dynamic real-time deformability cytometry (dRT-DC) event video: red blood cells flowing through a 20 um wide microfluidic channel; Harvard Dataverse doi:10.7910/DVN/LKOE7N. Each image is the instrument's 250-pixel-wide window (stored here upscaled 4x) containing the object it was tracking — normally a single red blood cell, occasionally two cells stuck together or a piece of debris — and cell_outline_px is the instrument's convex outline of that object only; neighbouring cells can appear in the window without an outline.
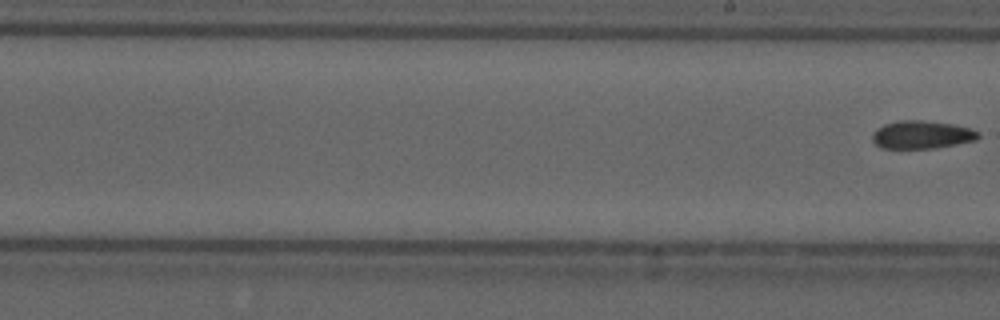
{"species": "common noctule bat (a hibernating species)", "species_latin": "Nyctalus noctula", "temperature_condition": "cold", "stored_images_in_passage": 9, "segment_of_instrument_passage": [2, 2], "camera_frame_rate_fps": 3000, "um_per_image_px": 0.085, "animal": {"sex": "male", "forearm_length_mm": 52.5}, "frame": {"image": 1, "passage_image": 9, "time_ms": 2.667, "image_size_px": [1000, 320], "cell_outline_px": [[980, 136], [976, 140], [956, 144], [932, 148], [880, 148], [872, 140], [872, 132], [876, 128], [884, 124], [896, 120], [924, 120], [952, 124], [972, 128], [980, 132]], "centroid_in_image_um": [78.34, 11.44], "position_along_channel_um": 210.7, "area_um2": 17.46}}